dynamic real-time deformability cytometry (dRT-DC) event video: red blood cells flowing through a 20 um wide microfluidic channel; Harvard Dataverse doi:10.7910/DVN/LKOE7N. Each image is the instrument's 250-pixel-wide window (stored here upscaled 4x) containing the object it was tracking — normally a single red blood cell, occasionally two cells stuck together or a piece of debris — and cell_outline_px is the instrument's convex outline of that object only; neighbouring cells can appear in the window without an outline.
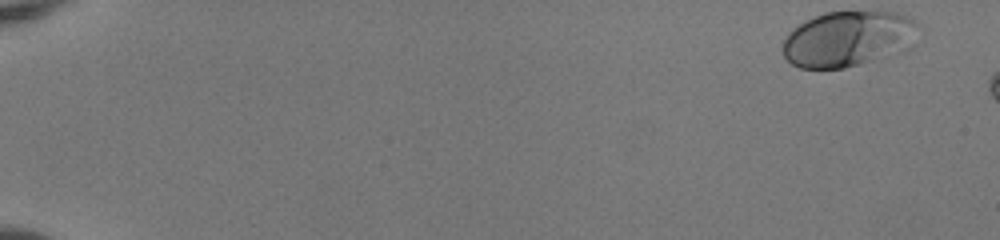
{"species": "human", "species_latin": "Homo sapiens", "temperature_condition": "room temperature", "stored_images_in_passage": 9, "camera_frame_rate_fps": 3000, "um_per_image_px": 0.085, "donor": {"sex": "female"}, "frame": {"image": 1, "passage_image": 1, "time_ms": 0.0, "image_size_px": [1000, 240], "cell_outline_px": [[920, 28], [908, 48], [904, 52], [844, 68], [800, 68], [792, 64], [784, 56], [784, 36], [792, 28], [824, 12], [896, 12], [912, 20]], "centroid_in_image_um": [72.09, 3.31], "position_along_channel_um": 12.9, "area_um2": 43.7}}